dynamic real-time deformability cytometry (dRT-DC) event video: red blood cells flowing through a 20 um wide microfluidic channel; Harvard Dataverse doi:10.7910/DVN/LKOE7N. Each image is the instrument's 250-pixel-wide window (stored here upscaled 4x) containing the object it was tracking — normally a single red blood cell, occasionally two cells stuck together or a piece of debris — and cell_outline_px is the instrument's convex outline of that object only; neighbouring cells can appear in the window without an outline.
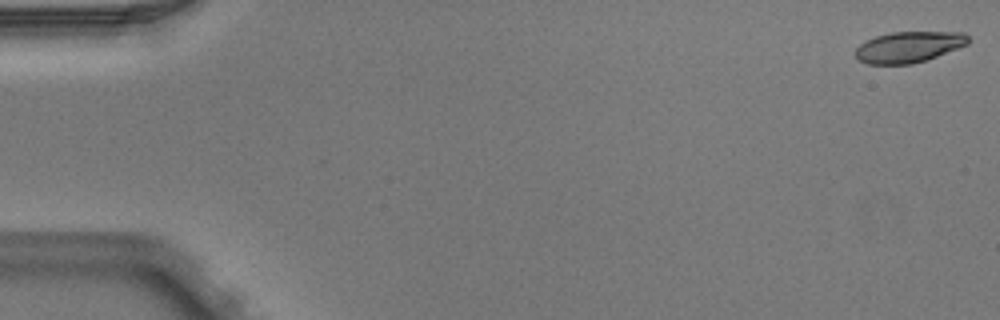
{"species": "Egyptian fruit bat (a non-hibernating species)", "species_latin": "Rousettus aegyptiacus", "temperature_condition": "warm", "stored_images_in_passage": 4, "camera_frame_rate_fps": 3000, "um_per_image_px": 0.085, "animal": {"sex": "male"}, "frame": {"image": 1, "passage_image": 1, "time_ms": 0.0, "image_size_px": [1000, 320], "cell_outline_px": [[968, 44], [928, 60], [912, 64], [868, 64], [856, 60], [856, 48], [860, 44], [876, 36], [892, 32], [964, 32], [968, 36]], "centroid_in_image_um": [77.25, 4.0], "position_along_channel_um": 7.8, "area_um2": 20.4}}
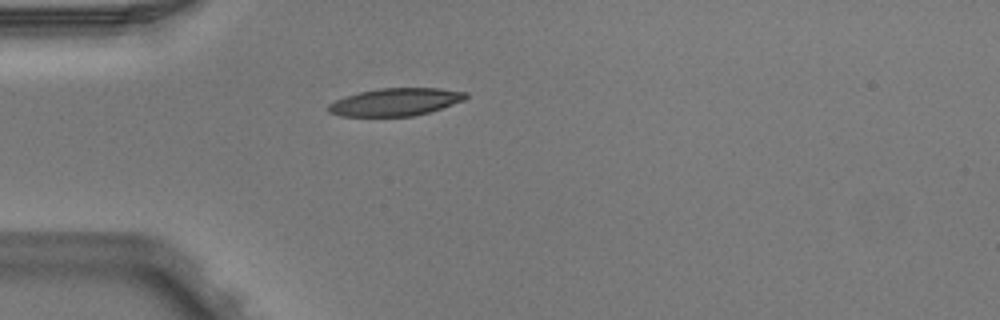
{"frame": {"image": 2, "passage_image": 4, "time_ms": 1.0, "image_size_px": [1000, 320], "cell_outline_px": [[468, 96], [464, 100], [428, 112], [412, 116], [340, 116], [328, 112], [328, 104], [344, 96], [360, 92], [380, 88], [440, 88], [468, 92]], "centroid_in_image_um": [33.6, 8.66], "position_along_channel_um": 51.4, "area_um2": 22.02}}